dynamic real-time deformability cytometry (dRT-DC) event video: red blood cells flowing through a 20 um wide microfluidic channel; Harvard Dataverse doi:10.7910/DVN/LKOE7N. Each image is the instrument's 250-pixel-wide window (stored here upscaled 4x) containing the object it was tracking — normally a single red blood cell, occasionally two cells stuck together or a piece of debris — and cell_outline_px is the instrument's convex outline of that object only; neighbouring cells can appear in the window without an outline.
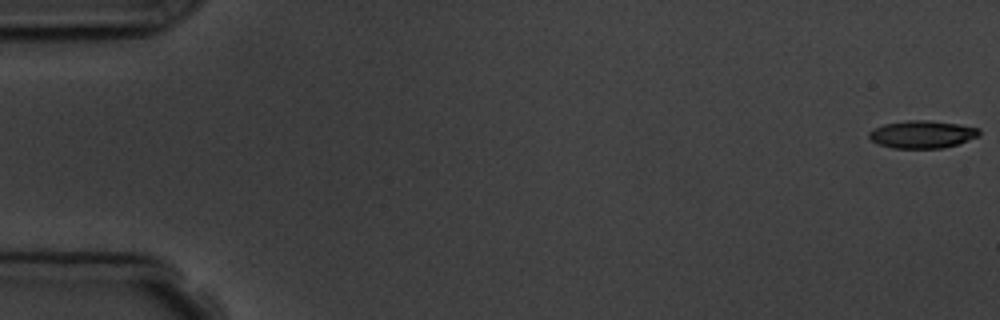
{"species": "common noctule bat (a hibernating species)", "species_latin": "Nyctalus noctula", "temperature_condition": "room temperature", "stored_images_in_passage": 9, "camera_frame_rate_fps": 3000, "um_per_image_px": 0.085, "animal": {"sex": "male", "body_mass_g": 19.5, "forearm_length_mm": 54.6}, "frame": {"image": 1, "passage_image": 1, "time_ms": 0.0, "image_size_px": [1000, 320], "cell_outline_px": [[980, 136], [944, 148], [892, 148], [880, 144], [872, 140], [868, 136], [868, 132], [872, 128], [884, 124], [908, 120], [924, 120], [960, 124], [980, 128]], "centroid_in_image_um": [78.39, 11.41], "position_along_channel_um": 6.6, "area_um2": 17.74}}
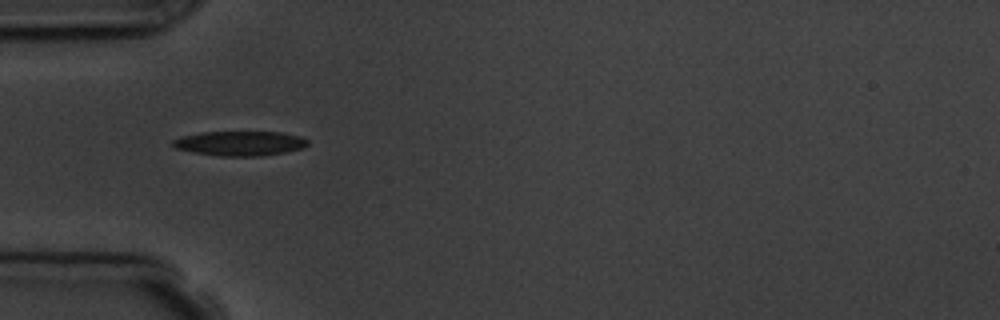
{"frame": {"image": 2, "passage_image": 6, "time_ms": 5.667, "image_size_px": [1000, 320], "cell_outline_px": [[308, 144], [304, 148], [284, 152], [260, 156], [220, 156], [192, 152], [176, 148], [172, 144], [172, 140], [180, 136], [200, 132], [280, 132], [300, 136], [308, 140]], "centroid_in_image_um": [20.38, 12.18], "position_along_channel_um": 64.6, "area_um2": 19.42}}